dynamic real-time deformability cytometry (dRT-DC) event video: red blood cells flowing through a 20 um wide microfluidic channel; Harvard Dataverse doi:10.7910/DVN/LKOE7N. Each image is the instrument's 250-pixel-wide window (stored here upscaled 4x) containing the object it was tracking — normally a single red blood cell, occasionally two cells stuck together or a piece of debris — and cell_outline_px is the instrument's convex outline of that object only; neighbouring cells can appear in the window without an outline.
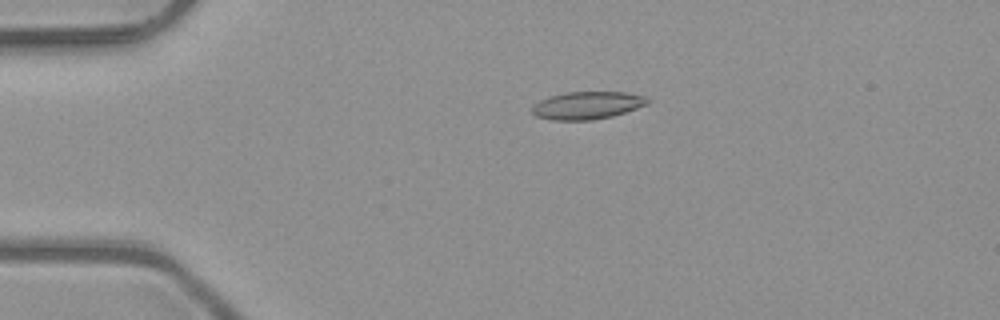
{"species": "common noctule bat (a hibernating species)", "species_latin": "Nyctalus noctula", "temperature_condition": "room temperature", "stored_images_in_passage": 4, "camera_frame_rate_fps": 3000, "um_per_image_px": 0.085, "animal": {"sex": "male", "body_mass_g": 23.1, "forearm_length_mm": 52.7}, "frame": {"image": 1, "passage_image": 1, "time_ms": 0.0, "image_size_px": [1000, 320], "cell_outline_px": [[652, 100], [648, 104], [612, 116], [592, 120], [552, 120], [536, 116], [532, 112], [532, 108], [540, 100], [548, 96], [564, 92], [624, 92], [648, 96]], "centroid_in_image_um": [49.95, 8.94], "position_along_channel_um": 35.1, "area_um2": 18.67}}
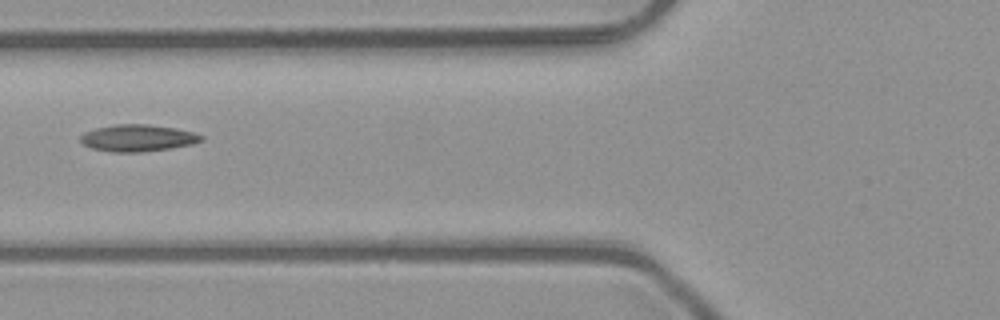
{"frame": {"image": 2, "passage_image": 3, "time_ms": 0.667, "image_size_px": [1000, 320], "cell_outline_px": [[204, 140], [192, 144], [172, 148], [140, 152], [112, 152], [92, 148], [84, 144], [80, 140], [80, 136], [84, 132], [96, 128], [116, 124], [148, 124], [176, 128], [192, 132], [204, 136]], "centroid_in_image_um": [11.72, 11.73], "position_along_channel_um": 114.1, "area_um2": 18.9}}
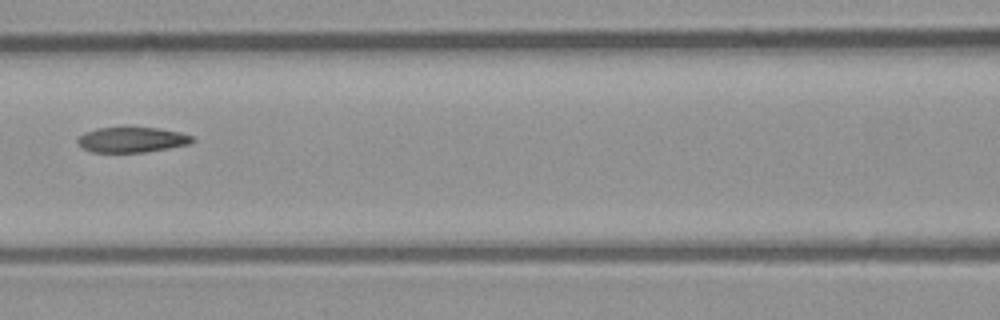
{"frame": {"image": 3, "passage_image": 4, "time_ms": 1.0, "image_size_px": [1000, 320], "cell_outline_px": [[196, 140], [188, 144], [144, 152], [92, 152], [76, 144], [76, 140], [84, 132], [96, 128], [160, 128], [180, 132], [192, 136]], "centroid_in_image_um": [11.18, 11.87], "position_along_channel_um": 155.4, "area_um2": 16.76}}